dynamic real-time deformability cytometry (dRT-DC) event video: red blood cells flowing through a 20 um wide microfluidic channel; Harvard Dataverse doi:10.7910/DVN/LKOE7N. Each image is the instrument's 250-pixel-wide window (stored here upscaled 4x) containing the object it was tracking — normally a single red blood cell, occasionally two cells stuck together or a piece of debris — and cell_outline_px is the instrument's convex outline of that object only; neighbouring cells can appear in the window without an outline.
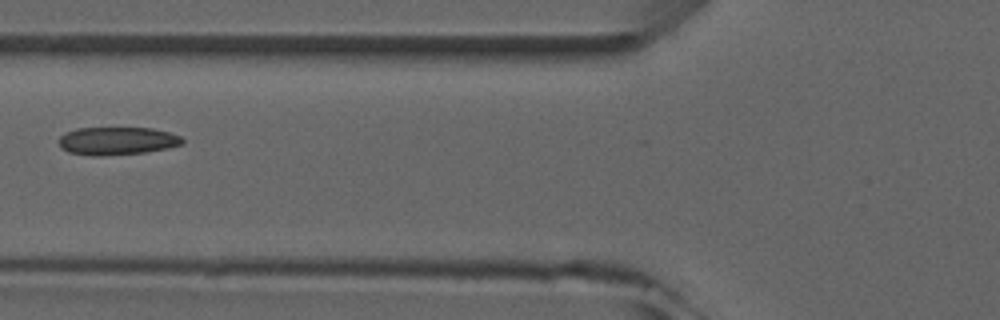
{"species": "common noctule bat (a hibernating species)", "species_latin": "Nyctalus noctula", "temperature_condition": "room temperature", "stored_images_in_passage": 4, "camera_frame_rate_fps": 3000, "um_per_image_px": 0.085, "animal": {"sex": "male", "forearm_length_mm": 52.5}, "frame": {"image": 1, "passage_image": 2, "time_ms": 1.333, "image_size_px": [1000, 320], "cell_outline_px": [[184, 144], [168, 148], [144, 152], [104, 156], [92, 156], [68, 152], [60, 148], [60, 136], [64, 132], [76, 128], [152, 128], [168, 132], [180, 136], [184, 140]], "centroid_in_image_um": [9.94, 11.98], "position_along_channel_um": 115.9, "area_um2": 20.23}}
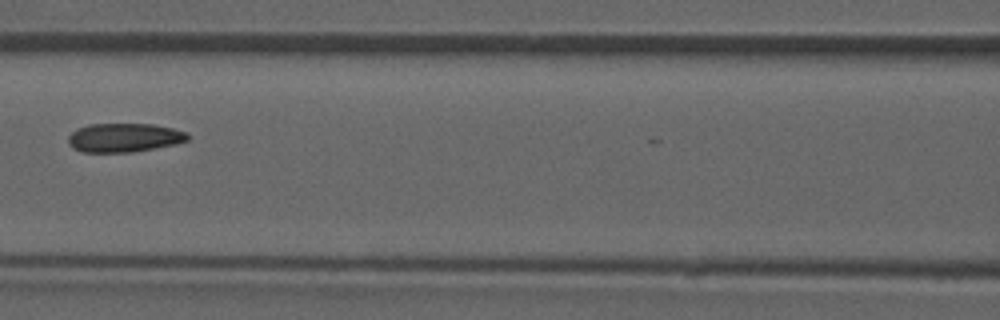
{"frame": {"image": 2, "passage_image": 3, "time_ms": 2.333, "image_size_px": [1000, 320], "cell_outline_px": [[188, 140], [176, 144], [132, 152], [84, 152], [72, 148], [68, 144], [68, 136], [76, 128], [88, 124], [152, 124], [172, 128], [184, 132], [188, 136]], "centroid_in_image_um": [10.5, 11.7], "position_along_channel_um": 156.1, "area_um2": 20.06}}